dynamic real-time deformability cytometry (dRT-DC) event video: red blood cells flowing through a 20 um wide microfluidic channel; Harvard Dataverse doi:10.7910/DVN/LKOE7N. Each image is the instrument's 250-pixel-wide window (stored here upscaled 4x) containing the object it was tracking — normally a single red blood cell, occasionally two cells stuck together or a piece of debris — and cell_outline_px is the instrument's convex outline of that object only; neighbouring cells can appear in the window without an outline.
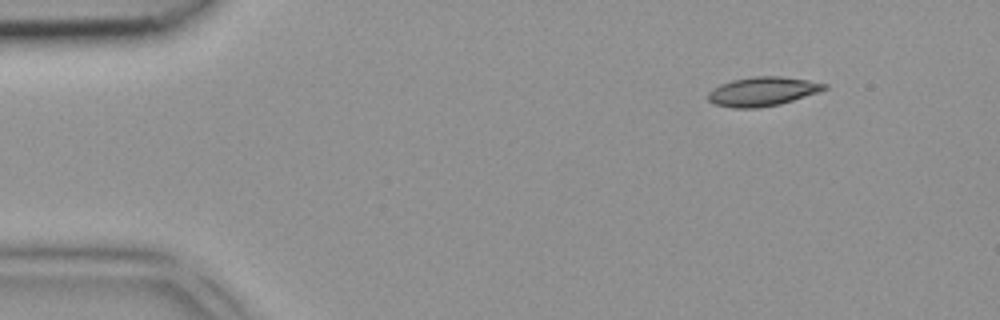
{"species": "common noctule bat (a hibernating species)", "species_latin": "Nyctalus noctula", "temperature_condition": "room temperature", "stored_images_in_passage": 3, "camera_frame_rate_fps": 3000, "um_per_image_px": 0.085, "animal": {"sex": "female", "body_mass_g": 18.4}, "frame": {"image": 1, "passage_image": 1, "time_ms": 0.0, "image_size_px": [1000, 320], "cell_outline_px": [[828, 88], [820, 92], [780, 104], [756, 108], [732, 108], [716, 104], [708, 100], [708, 92], [712, 88], [720, 84], [732, 80], [752, 76], [780, 76], [808, 80], [828, 84]], "centroid_in_image_um": [64.83, 7.77], "position_along_channel_um": 20.2, "area_um2": 19.83}}
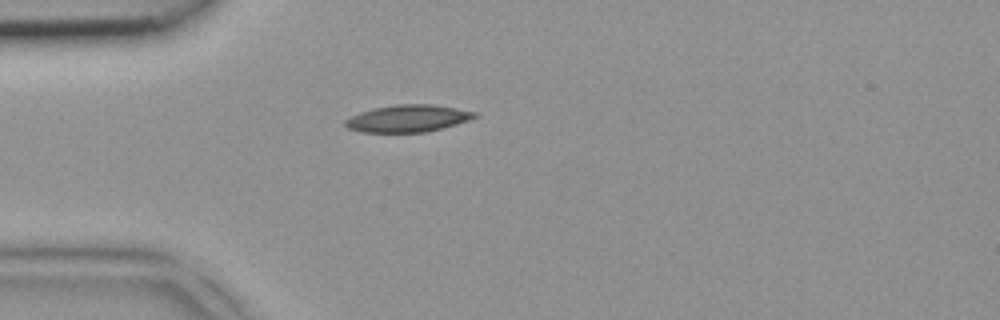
{"frame": {"image": 2, "passage_image": 3, "time_ms": 0.667, "image_size_px": [1000, 320], "cell_outline_px": [[480, 116], [456, 124], [424, 132], [364, 132], [348, 128], [344, 124], [344, 120], [360, 112], [372, 108], [396, 104], [432, 104], [456, 108], [476, 112]], "centroid_in_image_um": [34.67, 10.05], "position_along_channel_um": 50.3, "area_um2": 20.35}}